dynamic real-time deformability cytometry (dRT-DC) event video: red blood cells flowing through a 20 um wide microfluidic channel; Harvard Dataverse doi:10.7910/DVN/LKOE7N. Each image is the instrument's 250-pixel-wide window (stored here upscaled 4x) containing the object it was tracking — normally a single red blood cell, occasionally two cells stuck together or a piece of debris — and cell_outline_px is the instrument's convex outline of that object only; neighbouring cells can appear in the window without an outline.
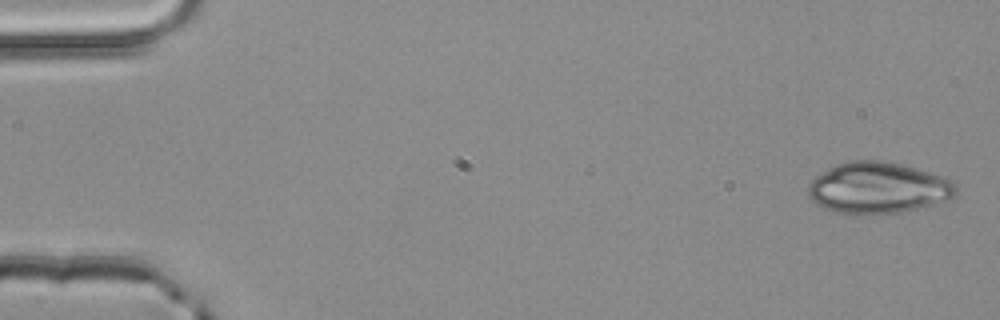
{"species": "common noctule bat (a hibernating species)", "species_latin": "Nyctalus noctula", "temperature_condition": "room temperature", "stored_images_in_passage": 51, "camera_frame_rate_fps": 3000, "um_per_image_px": 0.085, "animal": {"sex": "male", "body_mass_g": 20.4}, "frame": {"image": 1, "passage_image": 1, "time_ms": 0.0, "image_size_px": [1000, 320], "cell_outline_px": [[956, 196], [948, 200], [904, 212], [868, 216], [836, 212], [824, 208], [816, 204], [808, 196], [808, 184], [816, 176], [836, 164], [848, 160], [884, 160], [900, 164], [928, 172], [940, 176], [956, 184]], "centroid_in_image_um": [74.61, 15.99], "position_along_channel_um": 10.4, "area_um2": 44.51}}
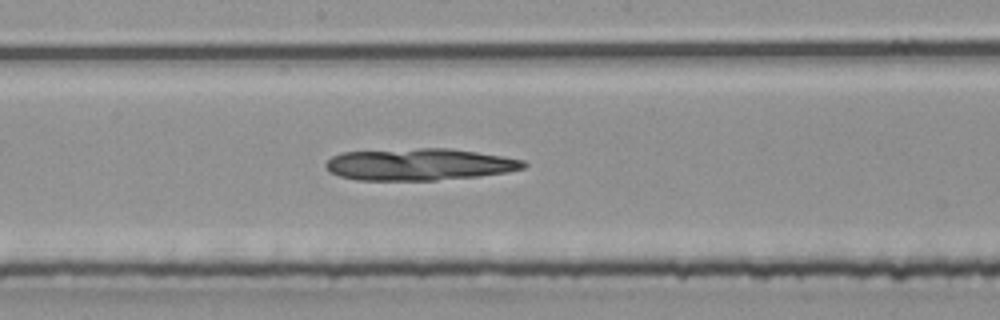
{"frame": {"image": 2, "passage_image": 27, "time_ms": 8.667, "image_size_px": [1000, 320], "cell_outline_px": [[528, 164], [524, 168], [504, 172], [480, 176], [436, 180], [356, 180], [340, 176], [332, 172], [324, 164], [332, 156], [340, 152], [420, 148], [452, 148], [524, 160]], "centroid_in_image_um": [35.63, 13.97], "position_along_channel_um": 212.6, "area_um2": 36.65}}
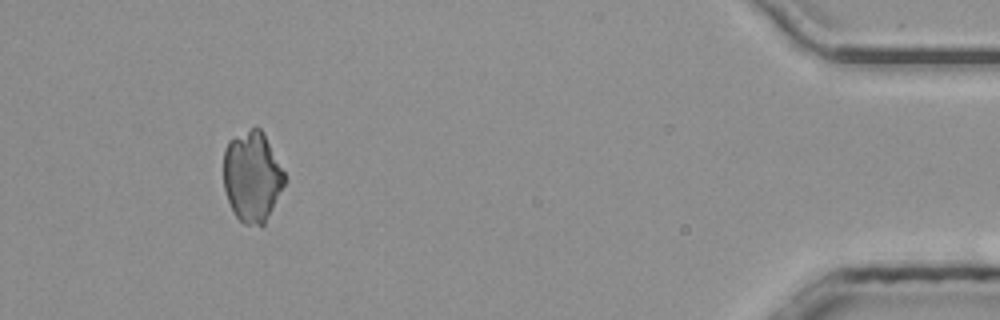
{"frame": {"image": 3, "passage_image": 47, "time_ms": 15.333, "image_size_px": [1000, 320], "cell_outline_px": [[288, 180], [264, 224], [244, 224], [232, 212], [224, 188], [224, 148], [228, 140], [256, 124], [264, 132]], "centroid_in_image_um": [21.44, 14.97], "position_along_channel_um": 413.8, "area_um2": 32.54}}